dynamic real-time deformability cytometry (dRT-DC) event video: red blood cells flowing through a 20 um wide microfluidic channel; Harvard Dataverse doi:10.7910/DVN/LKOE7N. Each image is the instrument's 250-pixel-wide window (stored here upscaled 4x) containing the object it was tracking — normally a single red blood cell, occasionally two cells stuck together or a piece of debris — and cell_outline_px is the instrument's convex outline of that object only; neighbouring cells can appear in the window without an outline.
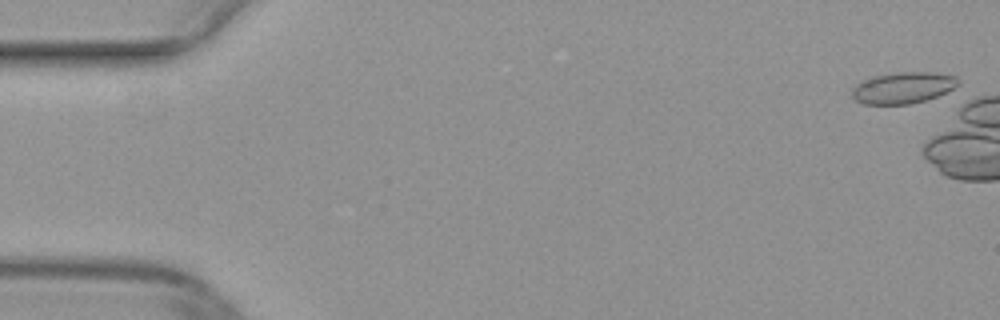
{"species": "common noctule bat (a hibernating species)", "species_latin": "Nyctalus noctula", "temperature_condition": "warm", "stored_images_in_passage": 11, "camera_frame_rate_fps": 3000, "um_per_image_px": 0.085, "animal": {"sex": "female", "body_mass_g": 29.2, "forearm_length_mm": 56.3}, "frame": {"image": 1, "passage_image": 2, "time_ms": 0.333, "image_size_px": [1000, 320], "cell_outline_px": [[960, 84], [936, 96], [924, 100], [908, 104], [864, 104], [856, 100], [852, 96], [852, 88], [860, 80], [872, 76], [900, 72], [936, 72], [956, 76], [960, 80]], "centroid_in_image_um": [76.74, 7.44], "position_along_channel_um": 8.3, "area_um2": 19.42}}